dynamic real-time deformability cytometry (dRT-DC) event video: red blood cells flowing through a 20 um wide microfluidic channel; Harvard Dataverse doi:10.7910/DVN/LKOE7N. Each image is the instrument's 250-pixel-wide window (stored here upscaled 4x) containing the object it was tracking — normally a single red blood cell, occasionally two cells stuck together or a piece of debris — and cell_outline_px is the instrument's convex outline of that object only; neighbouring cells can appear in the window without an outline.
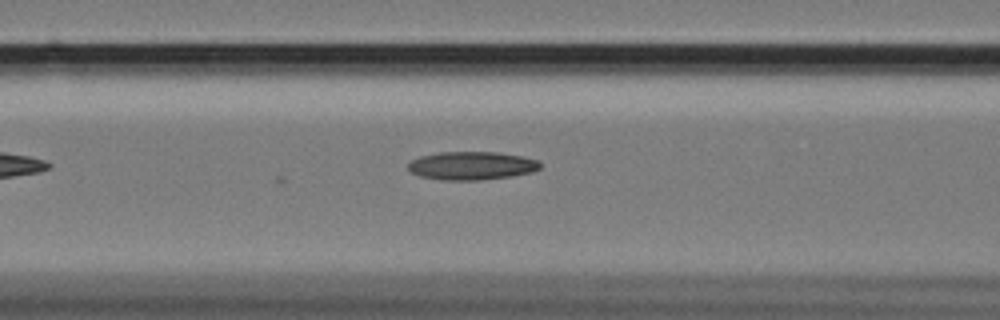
{"species": "Egyptian fruit bat (a non-hibernating species)", "species_latin": "Rousettus aegyptiacus", "temperature_condition": "cold", "stored_images_in_passage": 6, "camera_frame_rate_fps": 3000, "um_per_image_px": 0.085, "animal": {"sex": "female"}, "frame": {"image": 1, "passage_image": 6, "time_ms": 1.667, "image_size_px": [1000, 320], "cell_outline_px": [[540, 168], [532, 172], [512, 176], [480, 180], [440, 180], [420, 176], [412, 172], [408, 168], [408, 164], [412, 160], [420, 156], [440, 152], [496, 152], [520, 156], [536, 160], [540, 164]], "centroid_in_image_um": [40.07, 14.09], "position_along_channel_um": 126.5, "area_um2": 21.62}}